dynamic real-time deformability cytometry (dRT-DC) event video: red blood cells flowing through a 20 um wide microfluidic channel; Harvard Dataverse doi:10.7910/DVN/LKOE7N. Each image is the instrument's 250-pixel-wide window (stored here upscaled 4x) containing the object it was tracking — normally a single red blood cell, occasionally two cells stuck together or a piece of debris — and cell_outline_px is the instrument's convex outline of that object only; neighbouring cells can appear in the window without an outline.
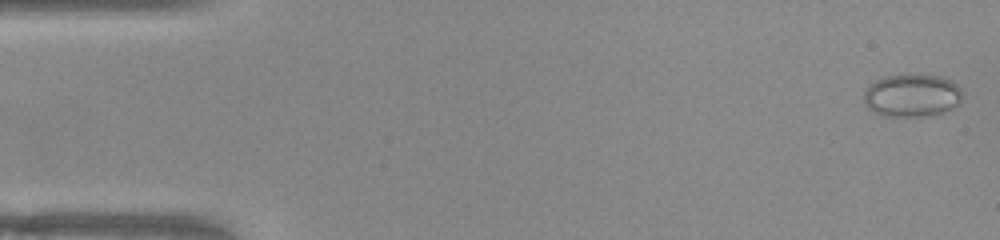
{"species": "common noctule bat (a hibernating species)", "species_latin": "Nyctalus noctula", "temperature_condition": "warm", "stored_images_in_passage": 51, "camera_frame_rate_fps": 3000, "um_per_image_px": 0.085, "animal": {"sex": "female", "body_mass_g": 22.0, "forearm_length_mm": 56.7}, "frame": {"image": 1, "passage_image": 1, "time_ms": 0.0, "image_size_px": [1000, 240], "cell_outline_px": [[964, 92], [960, 100], [956, 104], [944, 112], [928, 116], [880, 116], [872, 112], [868, 108], [864, 100], [864, 92], [876, 80], [884, 76], [944, 76], [952, 80]], "centroid_in_image_um": [77.52, 8.14], "position_along_channel_um": 7.5, "area_um2": 24.39}}
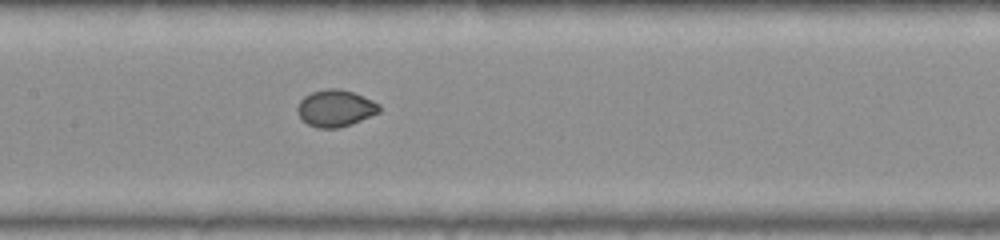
{"frame": {"image": 2, "passage_image": 24, "time_ms": 7.667, "image_size_px": [1000, 240], "cell_outline_px": [[380, 112], [352, 124], [340, 128], [316, 128], [308, 124], [296, 112], [296, 108], [300, 100], [304, 96], [312, 92], [328, 88], [340, 88], [352, 92], [372, 100], [380, 104]], "centroid_in_image_um": [28.51, 9.2], "position_along_channel_um": 178.9, "area_um2": 17.63}}
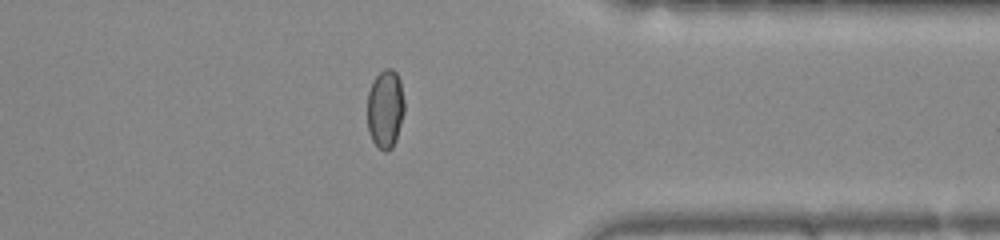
{"frame": {"image": 3, "passage_image": 40, "time_ms": 13.0, "image_size_px": [1000, 240], "cell_outline_px": [[404, 112], [396, 140], [392, 148], [388, 152], [384, 152], [372, 140], [368, 132], [368, 92], [376, 76], [384, 68], [392, 68], [396, 72], [400, 80], [404, 100]], "centroid_in_image_um": [32.76, 9.26], "position_along_channel_um": 378.6, "area_um2": 16.99}, "authors_computed_cell_mechanics": {"area_um2": 18.0336, "velocity_mm_per_s": 3.9437, "shape_relaxation_time_tau1_ms": 7.1231, "shape_relaxation_time_tau2_ms": null, "deformation_change_tau1": 0.1741, "deformation_change_tau2": null}}